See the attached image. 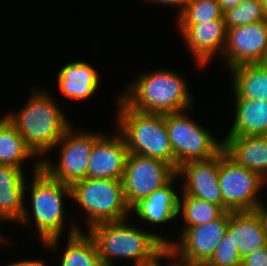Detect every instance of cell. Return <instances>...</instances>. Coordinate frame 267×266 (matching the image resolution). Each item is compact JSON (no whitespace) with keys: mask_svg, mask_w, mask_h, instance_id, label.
I'll list each match as a JSON object with an SVG mask.
<instances>
[{"mask_svg":"<svg viewBox=\"0 0 267 266\" xmlns=\"http://www.w3.org/2000/svg\"><path fill=\"white\" fill-rule=\"evenodd\" d=\"M129 219L97 223L86 230L93 238L104 266H115L118 259L132 260L134 266H146L167 252L170 237L157 233V229L145 231Z\"/></svg>","mask_w":267,"mask_h":266,"instance_id":"1","label":"cell"},{"mask_svg":"<svg viewBox=\"0 0 267 266\" xmlns=\"http://www.w3.org/2000/svg\"><path fill=\"white\" fill-rule=\"evenodd\" d=\"M32 169V179H26L25 198L31 199V207L25 204L24 212L18 224L28 225L34 222L35 230L41 240L40 244L45 249L48 248L57 252L60 247V237L67 224V211H64V198H71V188L69 184L62 183L52 178L43 168L41 161H34ZM32 208V210H31ZM32 214V218H31ZM32 221V222H31Z\"/></svg>","mask_w":267,"mask_h":266,"instance_id":"2","label":"cell"},{"mask_svg":"<svg viewBox=\"0 0 267 266\" xmlns=\"http://www.w3.org/2000/svg\"><path fill=\"white\" fill-rule=\"evenodd\" d=\"M30 94L20 110L8 111L5 116L42 162L72 123L52 94L35 87Z\"/></svg>","mask_w":267,"mask_h":266,"instance_id":"3","label":"cell"},{"mask_svg":"<svg viewBox=\"0 0 267 266\" xmlns=\"http://www.w3.org/2000/svg\"><path fill=\"white\" fill-rule=\"evenodd\" d=\"M157 68L140 74L119 98L131 109L145 113H177L192 109L194 99L184 74Z\"/></svg>","mask_w":267,"mask_h":266,"instance_id":"4","label":"cell"},{"mask_svg":"<svg viewBox=\"0 0 267 266\" xmlns=\"http://www.w3.org/2000/svg\"><path fill=\"white\" fill-rule=\"evenodd\" d=\"M116 103L114 125L123 136L128 153L152 157L173 166V151L165 114L131 109L119 97Z\"/></svg>","mask_w":267,"mask_h":266,"instance_id":"5","label":"cell"},{"mask_svg":"<svg viewBox=\"0 0 267 266\" xmlns=\"http://www.w3.org/2000/svg\"><path fill=\"white\" fill-rule=\"evenodd\" d=\"M71 200L82 207L88 229L97 223L122 221L132 217L127 205L122 180L91 179L77 180L70 185Z\"/></svg>","mask_w":267,"mask_h":266,"instance_id":"6","label":"cell"},{"mask_svg":"<svg viewBox=\"0 0 267 266\" xmlns=\"http://www.w3.org/2000/svg\"><path fill=\"white\" fill-rule=\"evenodd\" d=\"M191 109L165 114V124L173 151V167L177 170L190 161L213 158L223 150V140L215 137L189 117Z\"/></svg>","mask_w":267,"mask_h":266,"instance_id":"7","label":"cell"},{"mask_svg":"<svg viewBox=\"0 0 267 266\" xmlns=\"http://www.w3.org/2000/svg\"><path fill=\"white\" fill-rule=\"evenodd\" d=\"M103 134L99 130L97 132L82 129L78 132L71 125L53 148H59L57 149L59 157L56 162L53 158L51 160L45 157L41 162V168L52 178L69 185L87 178V168L93 146Z\"/></svg>","mask_w":267,"mask_h":266,"instance_id":"8","label":"cell"},{"mask_svg":"<svg viewBox=\"0 0 267 266\" xmlns=\"http://www.w3.org/2000/svg\"><path fill=\"white\" fill-rule=\"evenodd\" d=\"M218 181L225 211L255 210L267 181L258 173L236 164L225 151L219 153ZM264 187V188H263Z\"/></svg>","mask_w":267,"mask_h":266,"instance_id":"9","label":"cell"},{"mask_svg":"<svg viewBox=\"0 0 267 266\" xmlns=\"http://www.w3.org/2000/svg\"><path fill=\"white\" fill-rule=\"evenodd\" d=\"M228 228V211L206 224L190 226L171 239L167 252L177 266H194L209 259L221 243Z\"/></svg>","mask_w":267,"mask_h":266,"instance_id":"10","label":"cell"},{"mask_svg":"<svg viewBox=\"0 0 267 266\" xmlns=\"http://www.w3.org/2000/svg\"><path fill=\"white\" fill-rule=\"evenodd\" d=\"M177 170L170 164L148 156L129 153L122 178L124 198L129 207L166 185Z\"/></svg>","mask_w":267,"mask_h":266,"instance_id":"11","label":"cell"},{"mask_svg":"<svg viewBox=\"0 0 267 266\" xmlns=\"http://www.w3.org/2000/svg\"><path fill=\"white\" fill-rule=\"evenodd\" d=\"M267 48V20L227 29L221 60L228 69L259 64Z\"/></svg>","mask_w":267,"mask_h":266,"instance_id":"12","label":"cell"},{"mask_svg":"<svg viewBox=\"0 0 267 266\" xmlns=\"http://www.w3.org/2000/svg\"><path fill=\"white\" fill-rule=\"evenodd\" d=\"M193 60L199 67H205L220 56L226 45L227 29L224 18L195 25H176Z\"/></svg>","mask_w":267,"mask_h":266,"instance_id":"13","label":"cell"},{"mask_svg":"<svg viewBox=\"0 0 267 266\" xmlns=\"http://www.w3.org/2000/svg\"><path fill=\"white\" fill-rule=\"evenodd\" d=\"M219 154L207 160L190 161L177 169L182 181L181 191L204 199L223 208V198L218 181Z\"/></svg>","mask_w":267,"mask_h":266,"instance_id":"14","label":"cell"},{"mask_svg":"<svg viewBox=\"0 0 267 266\" xmlns=\"http://www.w3.org/2000/svg\"><path fill=\"white\" fill-rule=\"evenodd\" d=\"M111 136L104 134L95 142L87 168V178L122 180L128 156L123 136L114 129Z\"/></svg>","mask_w":267,"mask_h":266,"instance_id":"15","label":"cell"},{"mask_svg":"<svg viewBox=\"0 0 267 266\" xmlns=\"http://www.w3.org/2000/svg\"><path fill=\"white\" fill-rule=\"evenodd\" d=\"M177 174L164 186L152 192L149 196L139 199L130 207V214L138 217L137 221L145 222L146 227L171 223L178 218L179 194L175 189ZM174 184V185H173ZM150 224V226H148ZM157 224V225H156Z\"/></svg>","mask_w":267,"mask_h":266,"instance_id":"16","label":"cell"},{"mask_svg":"<svg viewBox=\"0 0 267 266\" xmlns=\"http://www.w3.org/2000/svg\"><path fill=\"white\" fill-rule=\"evenodd\" d=\"M99 70L85 61L65 64L58 70L57 85L60 93L72 100H87L97 92L100 84Z\"/></svg>","mask_w":267,"mask_h":266,"instance_id":"17","label":"cell"},{"mask_svg":"<svg viewBox=\"0 0 267 266\" xmlns=\"http://www.w3.org/2000/svg\"><path fill=\"white\" fill-rule=\"evenodd\" d=\"M227 232L238 248L241 260L267 246L264 226L256 210L228 211Z\"/></svg>","mask_w":267,"mask_h":266,"instance_id":"18","label":"cell"},{"mask_svg":"<svg viewBox=\"0 0 267 266\" xmlns=\"http://www.w3.org/2000/svg\"><path fill=\"white\" fill-rule=\"evenodd\" d=\"M26 171L11 165H0V223L17 222L25 208Z\"/></svg>","mask_w":267,"mask_h":266,"instance_id":"19","label":"cell"},{"mask_svg":"<svg viewBox=\"0 0 267 266\" xmlns=\"http://www.w3.org/2000/svg\"><path fill=\"white\" fill-rule=\"evenodd\" d=\"M222 140L223 150L229 158L267 181V135L225 137Z\"/></svg>","mask_w":267,"mask_h":266,"instance_id":"20","label":"cell"},{"mask_svg":"<svg viewBox=\"0 0 267 266\" xmlns=\"http://www.w3.org/2000/svg\"><path fill=\"white\" fill-rule=\"evenodd\" d=\"M232 127L225 137L267 135V102L254 99H234Z\"/></svg>","mask_w":267,"mask_h":266,"instance_id":"21","label":"cell"},{"mask_svg":"<svg viewBox=\"0 0 267 266\" xmlns=\"http://www.w3.org/2000/svg\"><path fill=\"white\" fill-rule=\"evenodd\" d=\"M69 224L67 244L64 251H59V266H104L93 238L77 222Z\"/></svg>","mask_w":267,"mask_h":266,"instance_id":"22","label":"cell"},{"mask_svg":"<svg viewBox=\"0 0 267 266\" xmlns=\"http://www.w3.org/2000/svg\"><path fill=\"white\" fill-rule=\"evenodd\" d=\"M234 99L267 102V68L260 64H244L230 69Z\"/></svg>","mask_w":267,"mask_h":266,"instance_id":"23","label":"cell"},{"mask_svg":"<svg viewBox=\"0 0 267 266\" xmlns=\"http://www.w3.org/2000/svg\"><path fill=\"white\" fill-rule=\"evenodd\" d=\"M0 118V165H11L24 169L28 159L39 160L27 147L15 126L6 118ZM23 167V168H22Z\"/></svg>","mask_w":267,"mask_h":266,"instance_id":"24","label":"cell"},{"mask_svg":"<svg viewBox=\"0 0 267 266\" xmlns=\"http://www.w3.org/2000/svg\"><path fill=\"white\" fill-rule=\"evenodd\" d=\"M225 210L216 204L210 203L204 199L187 195L181 191L179 196L178 217H182L183 229L190 226H197L200 224H206L219 218ZM184 227V228H183Z\"/></svg>","mask_w":267,"mask_h":266,"instance_id":"25","label":"cell"},{"mask_svg":"<svg viewBox=\"0 0 267 266\" xmlns=\"http://www.w3.org/2000/svg\"><path fill=\"white\" fill-rule=\"evenodd\" d=\"M177 25H195L223 17L218 0H190L184 10L176 15Z\"/></svg>","mask_w":267,"mask_h":266,"instance_id":"26","label":"cell"},{"mask_svg":"<svg viewBox=\"0 0 267 266\" xmlns=\"http://www.w3.org/2000/svg\"><path fill=\"white\" fill-rule=\"evenodd\" d=\"M226 29L267 20V13L259 0H244L237 7L223 12Z\"/></svg>","mask_w":267,"mask_h":266,"instance_id":"27","label":"cell"},{"mask_svg":"<svg viewBox=\"0 0 267 266\" xmlns=\"http://www.w3.org/2000/svg\"><path fill=\"white\" fill-rule=\"evenodd\" d=\"M208 260L223 266H242L238 248L228 232Z\"/></svg>","mask_w":267,"mask_h":266,"instance_id":"28","label":"cell"},{"mask_svg":"<svg viewBox=\"0 0 267 266\" xmlns=\"http://www.w3.org/2000/svg\"><path fill=\"white\" fill-rule=\"evenodd\" d=\"M242 266H267V246L249 254L242 260Z\"/></svg>","mask_w":267,"mask_h":266,"instance_id":"29","label":"cell"},{"mask_svg":"<svg viewBox=\"0 0 267 266\" xmlns=\"http://www.w3.org/2000/svg\"><path fill=\"white\" fill-rule=\"evenodd\" d=\"M146 1H150V2H153V3H160V5L162 4H164V6H166L167 7V5H168V7H170V6H174V7H176V8H178L179 7V11H178V15L184 10V8L186 7V4L190 1V0H146Z\"/></svg>","mask_w":267,"mask_h":266,"instance_id":"30","label":"cell"},{"mask_svg":"<svg viewBox=\"0 0 267 266\" xmlns=\"http://www.w3.org/2000/svg\"><path fill=\"white\" fill-rule=\"evenodd\" d=\"M4 266H49L46 265L45 260H42L37 258V259H25V260H18L11 262L10 264L4 265Z\"/></svg>","mask_w":267,"mask_h":266,"instance_id":"31","label":"cell"},{"mask_svg":"<svg viewBox=\"0 0 267 266\" xmlns=\"http://www.w3.org/2000/svg\"><path fill=\"white\" fill-rule=\"evenodd\" d=\"M255 210L257 211L258 215L262 220L265 235L267 238V204L261 202L260 205Z\"/></svg>","mask_w":267,"mask_h":266,"instance_id":"32","label":"cell"},{"mask_svg":"<svg viewBox=\"0 0 267 266\" xmlns=\"http://www.w3.org/2000/svg\"><path fill=\"white\" fill-rule=\"evenodd\" d=\"M220 4V9L222 12L230 8L237 7L244 0H218Z\"/></svg>","mask_w":267,"mask_h":266,"instance_id":"33","label":"cell"},{"mask_svg":"<svg viewBox=\"0 0 267 266\" xmlns=\"http://www.w3.org/2000/svg\"><path fill=\"white\" fill-rule=\"evenodd\" d=\"M163 259H165V260L168 259V261H167L168 263H166L165 266H177L173 257L168 252H166L163 256H161L155 263H152V264L146 265V266H163L162 265Z\"/></svg>","mask_w":267,"mask_h":266,"instance_id":"34","label":"cell"},{"mask_svg":"<svg viewBox=\"0 0 267 266\" xmlns=\"http://www.w3.org/2000/svg\"><path fill=\"white\" fill-rule=\"evenodd\" d=\"M194 266H223L216 263H213L212 261H209L208 259L200 261L198 264Z\"/></svg>","mask_w":267,"mask_h":266,"instance_id":"35","label":"cell"},{"mask_svg":"<svg viewBox=\"0 0 267 266\" xmlns=\"http://www.w3.org/2000/svg\"><path fill=\"white\" fill-rule=\"evenodd\" d=\"M10 239L8 240V237L5 236L4 234H1L0 232V246L2 247L5 243V246H7V244L9 243L10 244Z\"/></svg>","mask_w":267,"mask_h":266,"instance_id":"36","label":"cell"},{"mask_svg":"<svg viewBox=\"0 0 267 266\" xmlns=\"http://www.w3.org/2000/svg\"><path fill=\"white\" fill-rule=\"evenodd\" d=\"M261 66H264L267 68V48H266V51H265V54L263 56V58L261 59L260 63H259Z\"/></svg>","mask_w":267,"mask_h":266,"instance_id":"37","label":"cell"},{"mask_svg":"<svg viewBox=\"0 0 267 266\" xmlns=\"http://www.w3.org/2000/svg\"><path fill=\"white\" fill-rule=\"evenodd\" d=\"M259 1L263 4L265 12L267 13V0H259Z\"/></svg>","mask_w":267,"mask_h":266,"instance_id":"38","label":"cell"}]
</instances>
